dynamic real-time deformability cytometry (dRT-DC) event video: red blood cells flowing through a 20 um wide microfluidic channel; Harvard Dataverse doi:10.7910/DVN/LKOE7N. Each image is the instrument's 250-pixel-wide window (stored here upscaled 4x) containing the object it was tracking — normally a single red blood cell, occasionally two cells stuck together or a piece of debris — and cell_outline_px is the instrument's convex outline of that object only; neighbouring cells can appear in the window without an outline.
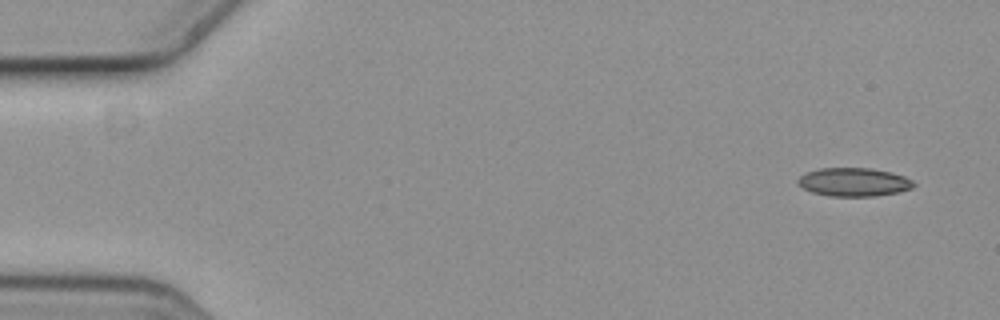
{"species": "common noctule bat (a hibernating species)", "species_latin": "Nyctalus noctula", "temperature_condition": "cold", "stored_images_in_passage": 4, "camera_frame_rate_fps": 3000, "um_per_image_px": 0.085, "animal": {"sex": "female", "body_mass_g": 19.3, "forearm_length_mm": 54.1}, "frame": {"image": 1, "passage_image": 1, "time_ms": 0.0, "image_size_px": [1000, 320], "cell_outline_px": [[916, 184], [912, 188], [896, 192], [876, 196], [832, 196], [812, 192], [804, 188], [796, 180], [804, 172], [820, 168], [872, 168], [892, 172], [904, 176], [912, 180]], "centroid_in_image_um": [72.58, 15.46], "position_along_channel_um": 12.4, "area_um2": 19.19}}